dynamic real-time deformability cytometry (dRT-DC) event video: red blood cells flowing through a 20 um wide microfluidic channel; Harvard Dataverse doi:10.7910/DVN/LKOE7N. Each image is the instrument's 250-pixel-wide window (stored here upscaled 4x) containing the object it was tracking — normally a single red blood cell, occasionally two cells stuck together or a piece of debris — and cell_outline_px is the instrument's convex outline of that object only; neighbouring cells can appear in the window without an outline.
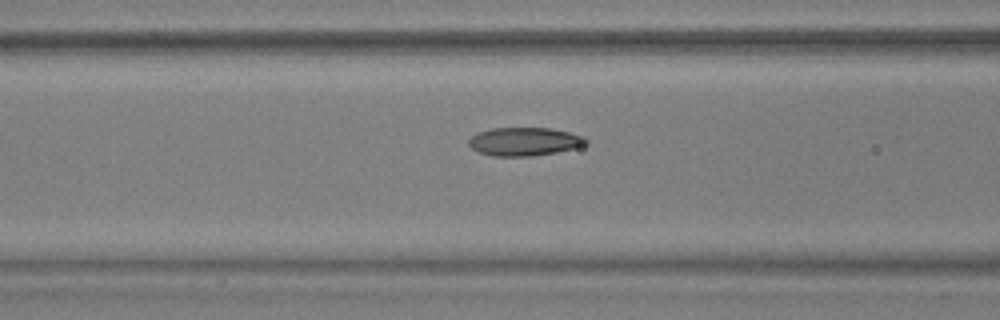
{"species": "common noctule bat (a hibernating species)", "species_latin": "Nyctalus noctula", "temperature_condition": "warm", "stored_images_in_passage": 56, "camera_frame_rate_fps": 3000, "um_per_image_px": 0.085, "animal": {"sex": "male", "body_mass_g": 17.9, "forearm_length_mm": 54.2}, "frame": {"image": 1, "passage_image": 23, "time_ms": 7.333, "image_size_px": [1000, 320], "cell_outline_px": [[588, 144], [556, 152], [532, 156], [492, 156], [480, 152], [472, 148], [468, 144], [468, 140], [472, 136], [480, 132], [492, 128], [552, 128], [584, 136], [588, 140]], "centroid_in_image_um": [44.59, 12.03], "position_along_channel_um": 122.0, "area_um2": 19.25}}
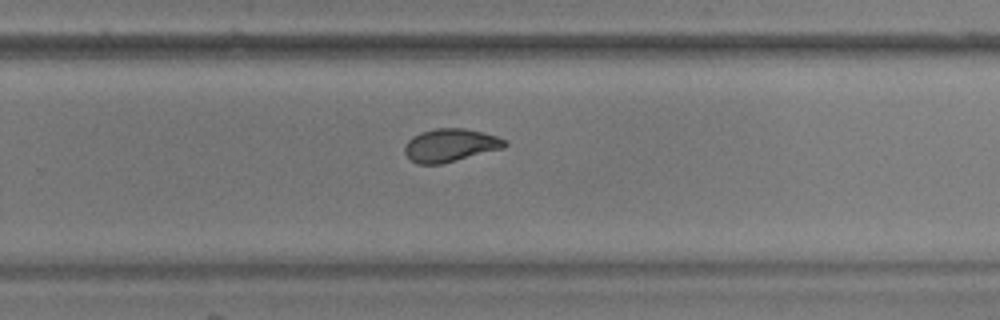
{"frame": {"image": 2, "passage_image": 37, "time_ms": 12.0, "image_size_px": [1000, 320], "cell_outline_px": [[508, 144], [504, 148], [440, 164], [416, 164], [404, 152], [404, 148], [408, 140], [412, 136], [420, 132], [436, 128], [460, 128], [480, 132], [496, 136], [504, 140]], "centroid_in_image_um": [38.24, 12.35], "position_along_channel_um": 291.6, "area_um2": 19.02}}
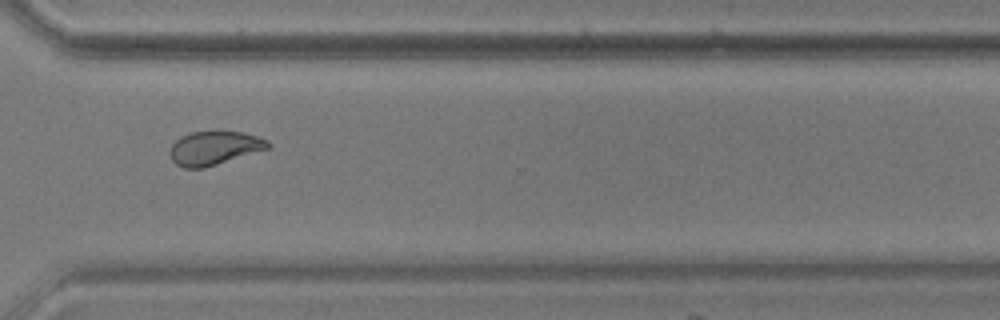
{"frame": {"image": 3, "passage_image": 42, "time_ms": 13.667, "image_size_px": [1000, 320], "cell_outline_px": [[272, 144], [268, 148], [204, 168], [184, 168], [176, 164], [172, 160], [168, 152], [172, 144], [180, 136], [192, 132], [220, 128], [244, 132], [268, 140]], "centroid_in_image_um": [18.19, 12.53], "position_along_channel_um": 352.4, "area_um2": 19.83}, "authors_computed_cell_mechanics": {"area_um2": 19.5653, "velocity_mm_per_s": 3.6376, "shape_relaxation_time_tau1_ms": 9.6563, "shape_relaxation_time_tau2_ms": 2.0868, "deformation_change_tau1": 0.2391, "deformation_change_tau2": 0.0666}}